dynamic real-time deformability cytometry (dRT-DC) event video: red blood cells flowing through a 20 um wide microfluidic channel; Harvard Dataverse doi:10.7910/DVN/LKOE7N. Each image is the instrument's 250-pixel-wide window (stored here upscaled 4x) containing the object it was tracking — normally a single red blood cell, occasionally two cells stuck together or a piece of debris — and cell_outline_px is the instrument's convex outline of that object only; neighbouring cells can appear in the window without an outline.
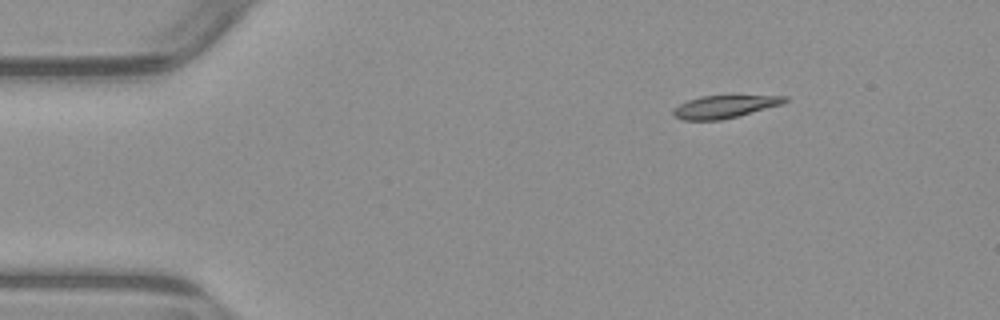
{"species": "common noctule bat (a hibernating species)", "species_latin": "Nyctalus noctula", "temperature_condition": "warm", "stored_images_in_passage": 46, "camera_frame_rate_fps": 3000, "um_per_image_px": 0.085, "animal": {"sex": "male", "body_mass_g": 23.1, "forearm_length_mm": 52.7}, "frame": {"image": 1, "passage_image": 1, "time_ms": 0.0, "image_size_px": [1000, 320], "cell_outline_px": [[788, 100], [784, 104], [720, 120], [684, 120], [676, 116], [672, 112], [672, 108], [688, 100], [700, 96], [788, 96]], "centroid_in_image_um": [61.58, 9.06], "position_along_channel_um": 23.4, "area_um2": 14.51}}
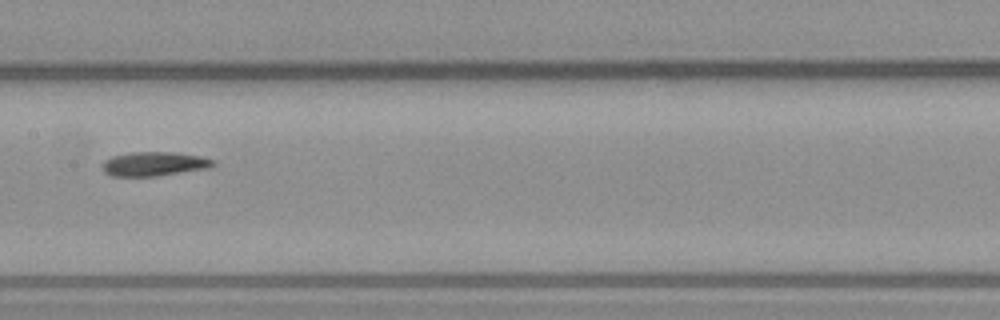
{"frame": {"image": 2, "passage_image": 20, "time_ms": 6.333, "image_size_px": [1000, 320], "cell_outline_px": [[216, 164], [208, 168], [156, 176], [112, 176], [104, 172], [100, 164], [104, 160], [112, 156], [132, 152], [180, 152], [200, 156], [216, 160]], "centroid_in_image_um": [13.1, 13.92], "position_along_channel_um": 194.3, "area_um2": 15.78}}
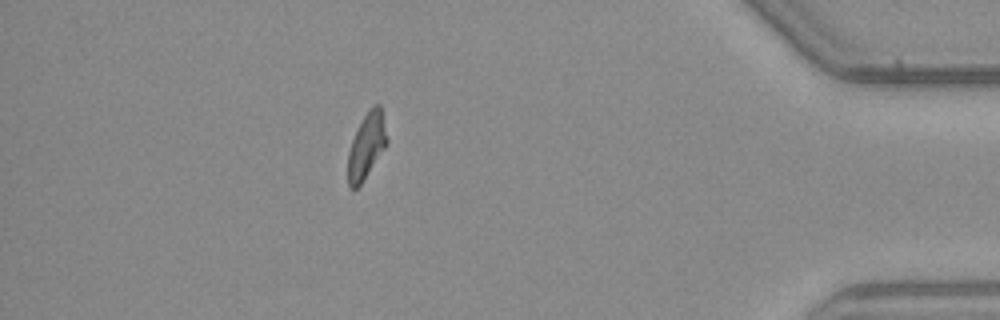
{"frame": {"image": 3, "passage_image": 40, "time_ms": 13.0, "image_size_px": [1000, 320], "cell_outline_px": [[388, 144], [360, 184], [356, 188], [348, 188], [348, 152], [352, 140], [364, 116], [372, 104], [380, 104], [388, 140]], "centroid_in_image_um": [31.16, 12.38], "position_along_channel_um": 404.0, "area_um2": 14.68}, "authors_computed_cell_mechanics": {"area_um2": 15.317, "velocity_mm_per_s": 3.893, "shape_relaxation_time_tau1_ms": 5.5082, "shape_relaxation_time_tau2_ms": 3.2659, "deformation_change_tau1": 0.1617, "deformation_change_tau2": 0.1169}}